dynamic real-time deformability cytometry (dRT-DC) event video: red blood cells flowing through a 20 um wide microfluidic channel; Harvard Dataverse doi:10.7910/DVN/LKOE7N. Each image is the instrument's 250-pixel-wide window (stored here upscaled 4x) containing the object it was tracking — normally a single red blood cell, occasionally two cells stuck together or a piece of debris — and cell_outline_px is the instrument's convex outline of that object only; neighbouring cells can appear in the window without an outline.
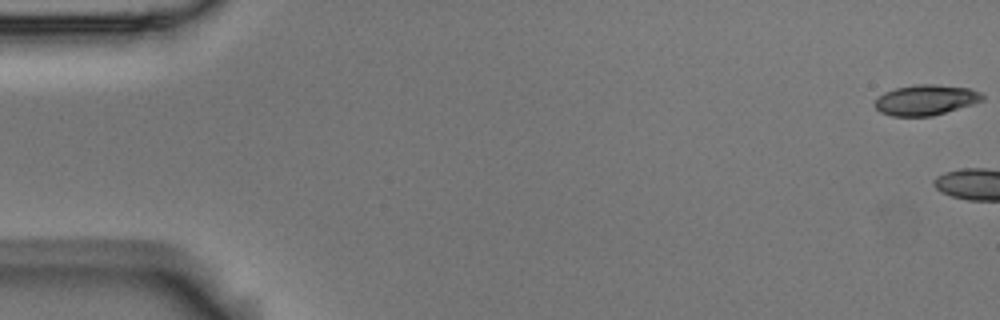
{"species": "Egyptian fruit bat (a non-hibernating species)", "species_latin": "Rousettus aegyptiacus", "temperature_condition": "room temperature", "stored_images_in_passage": 4, "camera_frame_rate_fps": 3000, "um_per_image_px": 0.085, "animal": {"sex": "male"}, "frame": {"image": 1, "passage_image": 1, "time_ms": 0.0, "image_size_px": [1000, 320], "cell_outline_px": [[984, 100], [972, 104], [932, 116], [892, 116], [880, 112], [876, 108], [876, 100], [884, 92], [896, 88], [916, 84], [936, 84], [968, 88], [980, 92], [984, 96]], "centroid_in_image_um": [78.7, 8.49], "position_along_channel_um": 6.3, "area_um2": 18.9}}